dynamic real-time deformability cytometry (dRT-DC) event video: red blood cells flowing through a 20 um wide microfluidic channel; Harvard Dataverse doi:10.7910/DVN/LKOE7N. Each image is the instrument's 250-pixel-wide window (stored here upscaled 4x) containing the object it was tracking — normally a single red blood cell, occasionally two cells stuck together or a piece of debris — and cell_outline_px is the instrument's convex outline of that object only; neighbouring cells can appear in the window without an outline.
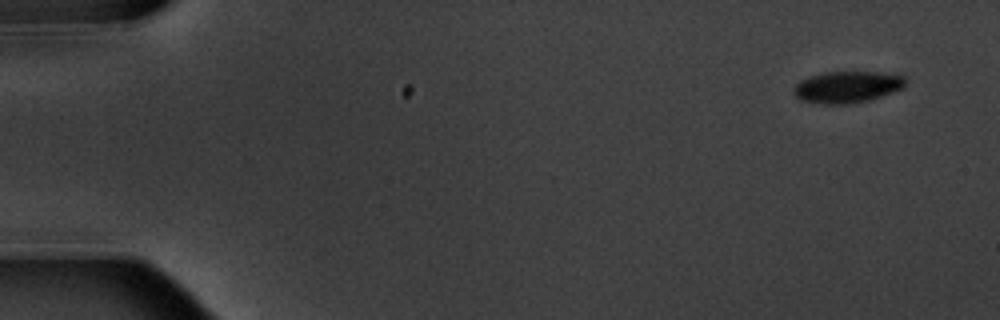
{"species": "common noctule bat (a hibernating species)", "species_latin": "Nyctalus noctula", "temperature_condition": "warm", "stored_images_in_passage": 6, "camera_frame_rate_fps": 3000, "um_per_image_px": 0.085, "animal": {"sex": "male", "body_mass_g": 20.1, "forearm_length_mm": 53.5}, "frame": {"image": 1, "passage_image": 6, "time_ms": 6.0, "image_size_px": [1000, 320], "cell_outline_px": [[908, 84], [904, 88], [868, 100], [848, 104], [820, 104], [800, 100], [792, 92], [792, 88], [800, 80], [808, 76], [824, 72], [896, 72], [904, 76]], "centroid_in_image_um": [72.03, 7.38], "position_along_channel_um": 13.0, "area_um2": 21.04}}